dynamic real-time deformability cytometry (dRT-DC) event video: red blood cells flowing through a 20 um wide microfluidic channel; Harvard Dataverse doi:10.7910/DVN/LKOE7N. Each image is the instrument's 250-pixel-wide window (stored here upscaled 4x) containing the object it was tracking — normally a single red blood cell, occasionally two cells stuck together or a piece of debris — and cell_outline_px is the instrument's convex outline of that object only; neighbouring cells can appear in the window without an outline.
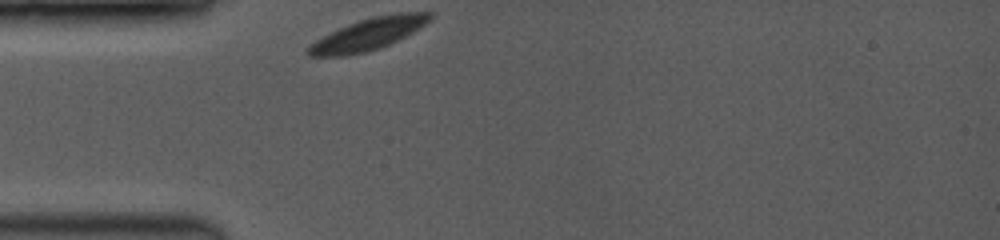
{"species": "common noctule bat (a hibernating species)", "species_latin": "Nyctalus noctula", "temperature_condition": "room temperature", "stored_images_in_passage": 5, "camera_frame_rate_fps": 3500, "um_per_image_px": 0.085, "animal": {"sex": "female", "body_mass_g": 19.0, "forearm_length_mm": 53.3}, "frame": {"image": 1, "passage_image": 1, "time_ms": 0.0, "image_size_px": [1000, 240], "cell_outline_px": [[436, 12], [432, 20], [420, 28], [380, 48], [364, 52], [344, 56], [308, 56], [304, 52], [316, 40], [348, 24], [360, 20], [376, 16], [400, 12]], "centroid_in_image_um": [31.35, 2.89], "position_along_channel_um": 53.6, "area_um2": 22.31}}
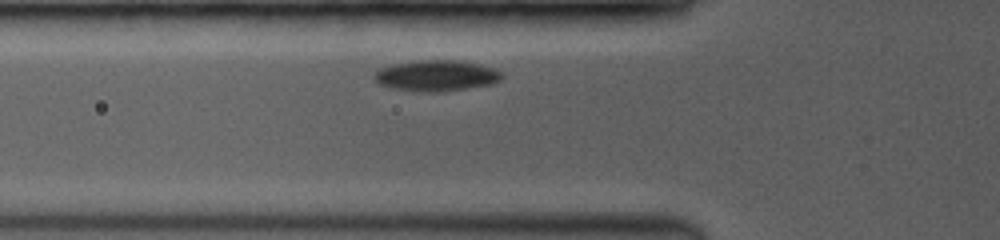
{"frame": {"image": 2, "passage_image": 4, "time_ms": 1.143, "image_size_px": [1000, 240], "cell_outline_px": [[504, 76], [500, 80], [492, 84], [464, 88], [428, 92], [420, 92], [392, 88], [380, 84], [372, 76], [376, 68], [392, 64], [424, 60], [456, 60], [480, 64], [504, 72]], "centroid_in_image_um": [37.06, 6.41], "position_along_channel_um": 88.7, "area_um2": 22.95}}